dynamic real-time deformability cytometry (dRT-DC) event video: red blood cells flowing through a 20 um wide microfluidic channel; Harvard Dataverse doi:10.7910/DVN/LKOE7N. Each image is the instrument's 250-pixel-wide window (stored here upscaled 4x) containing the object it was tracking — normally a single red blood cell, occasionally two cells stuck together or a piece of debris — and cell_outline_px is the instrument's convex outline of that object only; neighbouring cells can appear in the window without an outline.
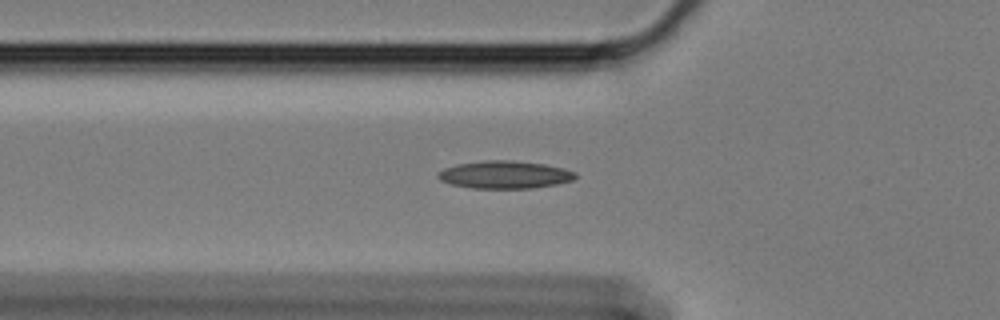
{"species": "Egyptian fruit bat (a non-hibernating species)", "species_latin": "Rousettus aegyptiacus", "temperature_condition": "cold", "stored_images_in_passage": 41, "camera_frame_rate_fps": 3000, "um_per_image_px": 0.085, "animal": {"sex": "female"}, "frame": {"image": 1, "passage_image": 2, "time_ms": 0.333, "image_size_px": [1000, 320], "cell_outline_px": [[576, 176], [572, 180], [556, 184], [532, 188], [472, 188], [452, 184], [440, 180], [436, 176], [436, 172], [444, 168], [456, 164], [484, 160], [508, 160], [544, 164], [564, 168], [576, 172]], "centroid_in_image_um": [42.86, 14.84], "position_along_channel_um": 82.9, "area_um2": 22.14}}
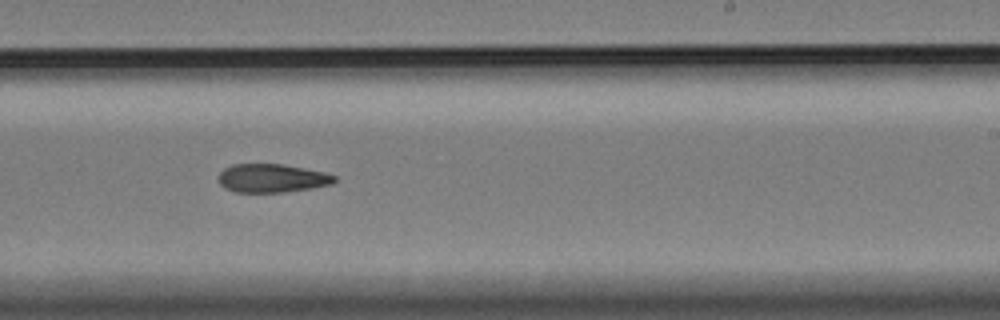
{"frame": {"image": 2, "passage_image": 18, "time_ms": 5.667, "image_size_px": [1000, 320], "cell_outline_px": [[336, 180], [332, 184], [312, 188], [284, 192], [236, 192], [224, 188], [220, 184], [220, 172], [224, 168], [232, 164], [280, 164], [324, 172], [336, 176]], "centroid_in_image_um": [23.11, 15.15], "position_along_channel_um": 265.9, "area_um2": 19.13}}
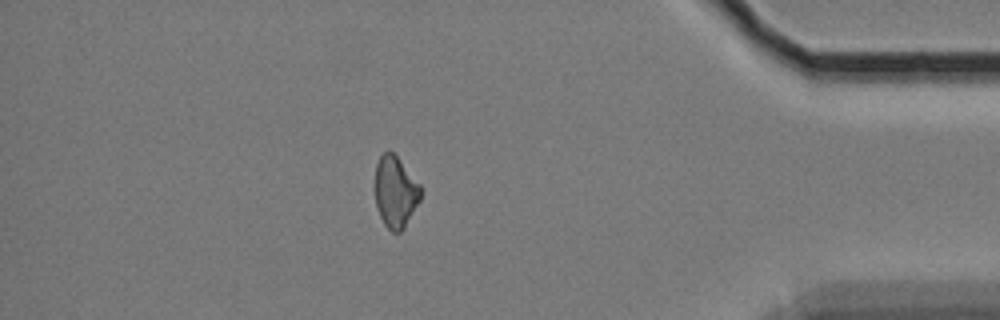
{"frame": {"image": 3, "passage_image": 33, "time_ms": 10.667, "image_size_px": [1000, 320], "cell_outline_px": [[420, 200], [404, 228], [400, 232], [392, 232], [384, 224], [380, 216], [376, 204], [376, 164], [380, 156], [384, 152], [392, 152], [396, 156], [420, 184]], "centroid_in_image_um": [33.61, 16.33], "position_along_channel_um": 401.6, "area_um2": 18.61}}